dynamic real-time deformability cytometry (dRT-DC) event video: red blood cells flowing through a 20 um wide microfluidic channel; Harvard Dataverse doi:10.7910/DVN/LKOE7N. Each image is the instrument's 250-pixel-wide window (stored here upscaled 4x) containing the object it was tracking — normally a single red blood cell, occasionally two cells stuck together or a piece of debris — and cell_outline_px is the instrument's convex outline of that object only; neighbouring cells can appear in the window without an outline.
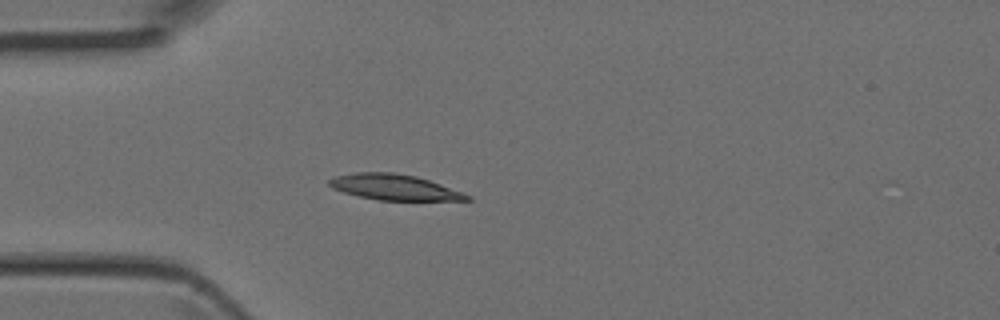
{"species": "Egyptian fruit bat (a non-hibernating species)", "species_latin": "Rousettus aegyptiacus", "temperature_condition": "room temperature", "stored_images_in_passage": 2, "camera_frame_rate_fps": 3000, "um_per_image_px": 0.085, "animal": {"sex": "female"}, "frame": {"image": 1, "passage_image": 2, "time_ms": 0.333, "image_size_px": [1000, 320], "cell_outline_px": [[472, 200], [380, 200], [360, 196], [344, 192], [332, 188], [328, 184], [328, 180], [336, 176], [356, 172], [392, 172], [416, 176], [440, 184], [472, 196]], "centroid_in_image_um": [33.5, 15.91], "position_along_channel_um": 51.5, "area_um2": 20.35}}